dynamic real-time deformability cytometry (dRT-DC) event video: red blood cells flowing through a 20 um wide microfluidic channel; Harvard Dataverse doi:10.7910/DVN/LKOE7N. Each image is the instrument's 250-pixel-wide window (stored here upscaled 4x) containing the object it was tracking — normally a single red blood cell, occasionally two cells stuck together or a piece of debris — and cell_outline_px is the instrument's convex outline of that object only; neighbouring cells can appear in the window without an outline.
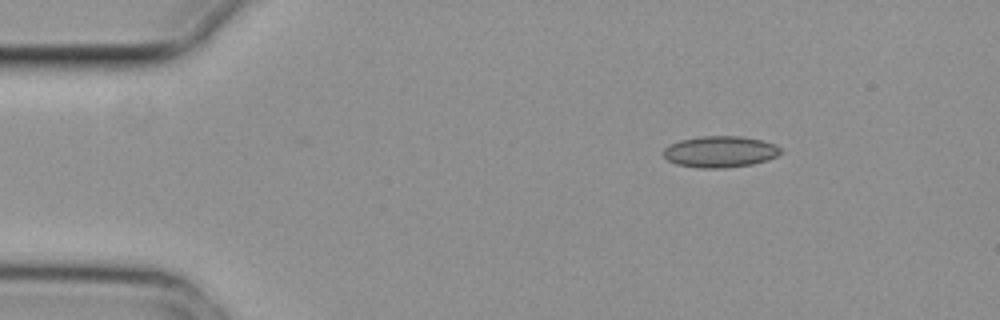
{"species": "common noctule bat (a hibernating species)", "species_latin": "Nyctalus noctula", "temperature_condition": "cold", "stored_images_in_passage": 3, "camera_frame_rate_fps": 3000, "um_per_image_px": 0.085, "animal": {"sex": "female", "body_mass_g": 29.2, "forearm_length_mm": 56.3}, "frame": {"image": 1, "passage_image": 3, "time_ms": 0.667, "image_size_px": [1000, 320], "cell_outline_px": [[784, 152], [768, 160], [752, 164], [724, 168], [700, 168], [676, 164], [668, 160], [664, 156], [664, 148], [668, 144], [680, 140], [700, 136], [740, 136], [760, 140], [776, 144]], "centroid_in_image_um": [61.21, 12.89], "position_along_channel_um": 23.8, "area_um2": 21.5}}